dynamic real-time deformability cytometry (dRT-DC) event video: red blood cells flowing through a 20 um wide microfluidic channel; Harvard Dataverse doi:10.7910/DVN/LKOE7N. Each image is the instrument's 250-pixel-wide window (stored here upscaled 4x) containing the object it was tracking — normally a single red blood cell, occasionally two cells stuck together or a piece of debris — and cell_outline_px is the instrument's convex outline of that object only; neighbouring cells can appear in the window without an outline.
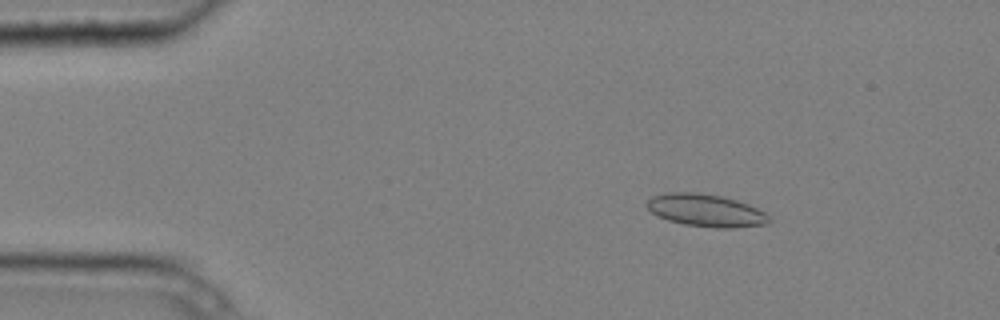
{"species": "common noctule bat (a hibernating species)", "species_latin": "Nyctalus noctula", "temperature_condition": "cold", "stored_images_in_passage": 4, "camera_frame_rate_fps": 3000, "um_per_image_px": 0.085, "animal": {"sex": "male", "body_mass_g": 20.4}, "frame": {"image": 1, "passage_image": 3, "time_ms": 0.667, "image_size_px": [1000, 320], "cell_outline_px": [[772, 220], [768, 224], [732, 228], [716, 228], [684, 224], [668, 220], [656, 216], [648, 208], [648, 200], [652, 196], [664, 192], [696, 192], [720, 196], [736, 200], [748, 204], [764, 212]], "centroid_in_image_um": [60.0, 17.89], "position_along_channel_um": 25.0, "area_um2": 23.12}}